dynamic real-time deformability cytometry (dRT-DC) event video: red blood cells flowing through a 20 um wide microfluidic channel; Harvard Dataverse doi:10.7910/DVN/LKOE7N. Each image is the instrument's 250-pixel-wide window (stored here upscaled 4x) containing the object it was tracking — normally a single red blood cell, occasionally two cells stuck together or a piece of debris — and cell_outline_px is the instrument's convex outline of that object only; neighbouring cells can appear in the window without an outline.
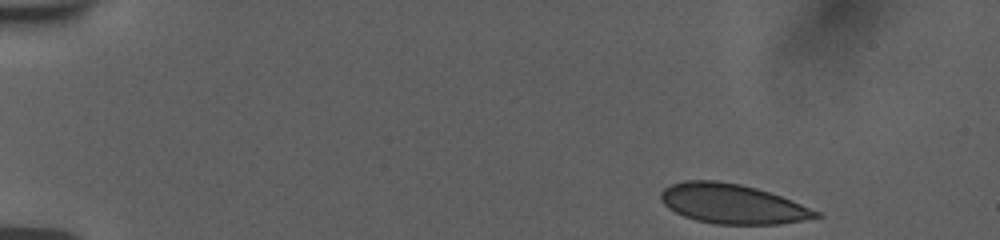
{"species": "human", "species_latin": "Homo sapiens", "temperature_condition": "room temperature", "stored_images_in_passage": 49, "camera_frame_rate_fps": 3000, "um_per_image_px": 0.085, "donor": {"sex": "female"}, "frame": {"image": 1, "passage_image": 1, "time_ms": 0.0, "image_size_px": [1000, 240], "cell_outline_px": [[824, 216], [780, 224], [716, 224], [696, 220], [684, 216], [668, 208], [664, 204], [660, 196], [660, 192], [664, 188], [672, 184], [684, 180], [716, 180], [740, 184], [756, 188], [780, 196], [820, 212]], "centroid_in_image_um": [62.23, 17.32], "position_along_channel_um": 22.8, "area_um2": 35.6}}
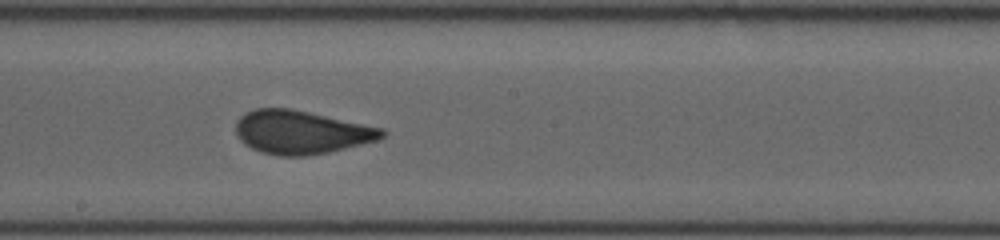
{"frame": {"image": 2, "passage_image": 26, "time_ms": 8.333, "image_size_px": [1000, 240], "cell_outline_px": [[388, 132], [384, 136], [376, 140], [328, 152], [308, 156], [280, 156], [260, 152], [244, 144], [240, 140], [236, 132], [236, 120], [244, 112], [256, 108], [288, 108], [308, 112], [384, 128]], "centroid_in_image_um": [25.57, 11.24], "position_along_channel_um": 222.6, "area_um2": 36.93}}
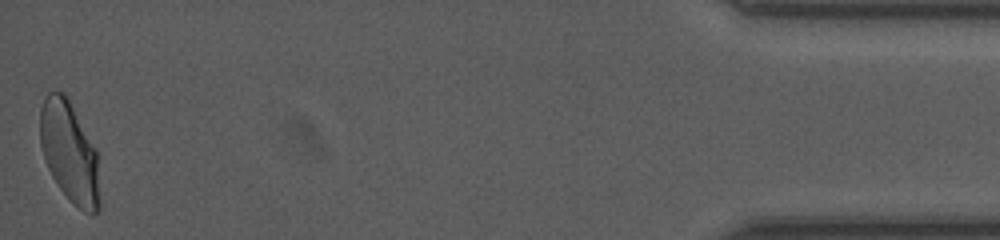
{"frame": {"image": 3, "passage_image": 49, "time_ms": 16.0, "image_size_px": [1000, 240], "cell_outline_px": [[100, 208], [92, 216], [84, 212], [72, 204], [68, 200], [52, 176], [44, 160], [40, 144], [40, 108], [48, 92], [64, 92], [96, 148], [100, 200]], "centroid_in_image_um": [5.91, 12.99], "position_along_channel_um": 429.3, "area_um2": 35.14}}